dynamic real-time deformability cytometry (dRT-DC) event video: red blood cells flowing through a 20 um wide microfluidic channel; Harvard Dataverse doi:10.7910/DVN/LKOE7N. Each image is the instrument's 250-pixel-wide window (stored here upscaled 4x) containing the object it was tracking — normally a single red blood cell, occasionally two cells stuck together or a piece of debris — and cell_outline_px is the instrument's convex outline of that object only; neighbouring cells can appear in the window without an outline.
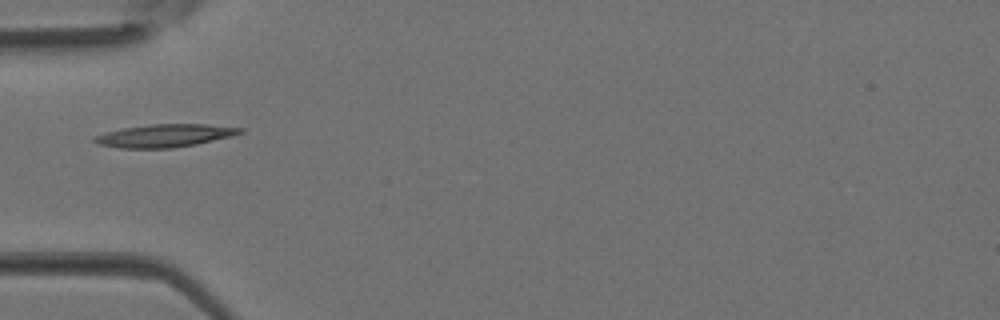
{"species": "Egyptian fruit bat (a non-hibernating species)", "species_latin": "Rousettus aegyptiacus", "temperature_condition": "room temperature", "stored_images_in_passage": 1, "camera_frame_rate_fps": 3000, "um_per_image_px": 0.085, "animal": {"sex": "female"}, "frame": {"image": 1, "passage_image": 1, "time_ms": 0.0, "image_size_px": [1000, 320], "cell_outline_px": [[244, 132], [232, 136], [196, 144], [172, 148], [120, 148], [100, 144], [92, 140], [92, 136], [104, 132], [124, 128], [148, 124], [208, 124], [244, 128]], "centroid_in_image_um": [14.0, 11.52], "position_along_channel_um": 71.0, "area_um2": 19.48}}